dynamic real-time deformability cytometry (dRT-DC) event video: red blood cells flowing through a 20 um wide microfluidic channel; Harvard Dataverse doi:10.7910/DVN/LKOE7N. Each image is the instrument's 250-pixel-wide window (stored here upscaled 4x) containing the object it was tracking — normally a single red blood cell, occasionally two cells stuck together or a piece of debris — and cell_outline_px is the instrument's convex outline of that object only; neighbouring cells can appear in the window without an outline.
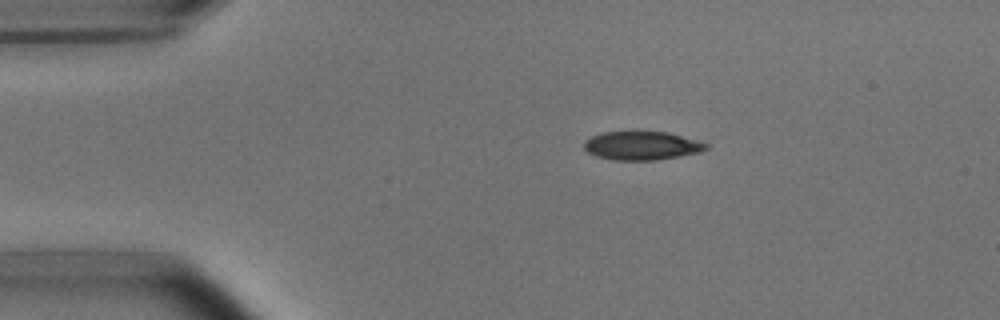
{"species": "common noctule bat (a hibernating species)", "species_latin": "Nyctalus noctula", "temperature_condition": "room temperature", "stored_images_in_passage": 5, "camera_frame_rate_fps": 3000, "um_per_image_px": 0.085, "animal": {"sex": "male", "body_mass_g": 15.6}, "frame": {"image": 1, "passage_image": 5, "time_ms": 4.667, "image_size_px": [1000, 320], "cell_outline_px": [[708, 148], [700, 152], [656, 160], [616, 160], [596, 156], [588, 152], [584, 148], [584, 140], [600, 132], [668, 132], [696, 140], [708, 144]], "centroid_in_image_um": [54.53, 12.38], "position_along_channel_um": 30.5, "area_um2": 20.17}}